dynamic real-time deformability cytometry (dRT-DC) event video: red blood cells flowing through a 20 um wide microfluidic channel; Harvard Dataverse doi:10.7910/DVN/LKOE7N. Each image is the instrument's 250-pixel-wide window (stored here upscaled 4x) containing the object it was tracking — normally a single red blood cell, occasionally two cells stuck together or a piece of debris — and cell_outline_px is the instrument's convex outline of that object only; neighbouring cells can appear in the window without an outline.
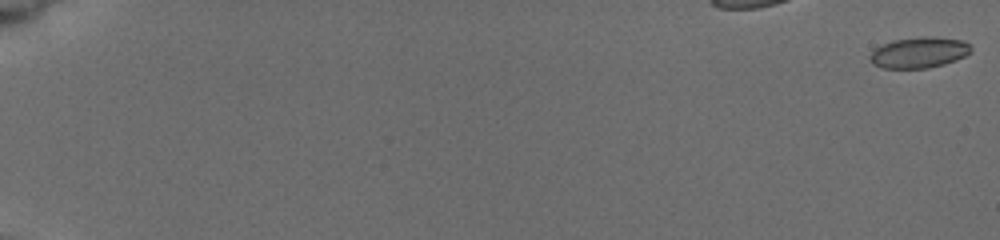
{"species": "common noctule bat (a hibernating species)", "species_latin": "Nyctalus noctula", "temperature_condition": "cold", "stored_images_in_passage": 9, "segment_of_instrument_passage": [1, 2], "camera_frame_rate_fps": 3000, "um_per_image_px": 0.085, "animal": {"sex": "female", "body_mass_g": 19.5, "forearm_length_mm": 54.1}, "frame": {"image": 1, "passage_image": 1, "time_ms": 0.0, "image_size_px": [1000, 240], "cell_outline_px": [[972, 52], [956, 60], [944, 64], [928, 68], [884, 68], [872, 64], [868, 60], [868, 56], [880, 44], [892, 40], [924, 36], [928, 36], [960, 40], [968, 44], [972, 48]], "centroid_in_image_um": [78.08, 4.47], "position_along_channel_um": 6.9, "area_um2": 18.26}}
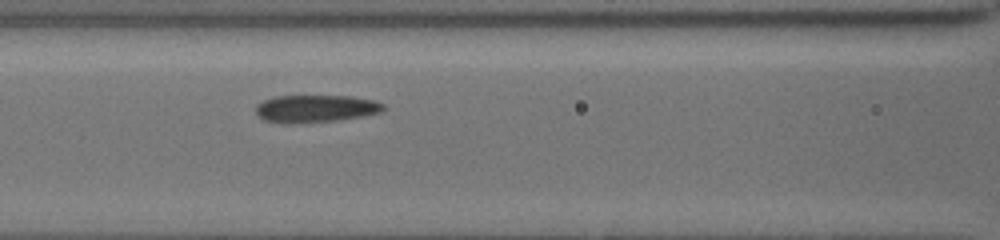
{"frame": {"image": 2, "passage_image": 8, "time_ms": 7.0, "image_size_px": [1000, 240], "cell_outline_px": [[384, 108], [380, 112], [364, 116], [340, 120], [288, 124], [284, 124], [264, 120], [256, 112], [256, 104], [260, 100], [276, 96], [352, 96], [376, 100], [384, 104]], "centroid_in_image_um": [26.81, 9.23], "position_along_channel_um": 139.8, "area_um2": 20.69}}